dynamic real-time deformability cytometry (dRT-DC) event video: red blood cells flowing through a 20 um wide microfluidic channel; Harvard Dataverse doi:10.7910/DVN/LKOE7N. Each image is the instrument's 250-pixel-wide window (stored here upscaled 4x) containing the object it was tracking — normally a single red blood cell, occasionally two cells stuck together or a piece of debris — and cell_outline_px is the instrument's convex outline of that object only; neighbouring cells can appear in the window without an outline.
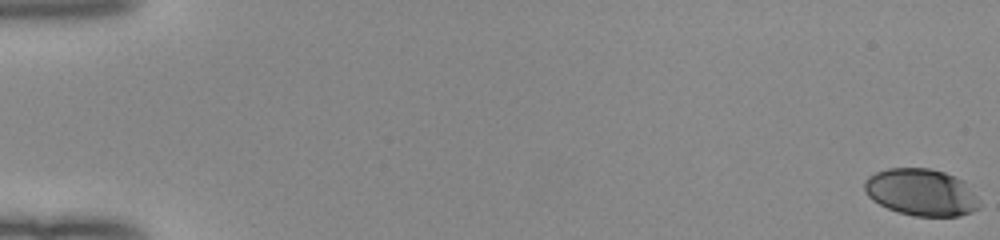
{"species": "human", "species_latin": "Homo sapiens", "temperature_condition": "room temperature", "stored_images_in_passage": 53, "camera_frame_rate_fps": 3000, "um_per_image_px": 0.085, "donor": {"sex": "female"}, "frame": {"image": 1, "passage_image": 1, "time_ms": 0.0, "image_size_px": [1000, 240], "cell_outline_px": [[980, 208], [972, 212], [960, 216], [912, 216], [888, 208], [872, 200], [864, 192], [864, 180], [868, 176], [876, 172], [888, 168], [928, 168], [944, 172], [964, 180], [976, 196], [980, 204]], "centroid_in_image_um": [78.3, 16.34], "position_along_channel_um": 6.7, "area_um2": 31.62}}
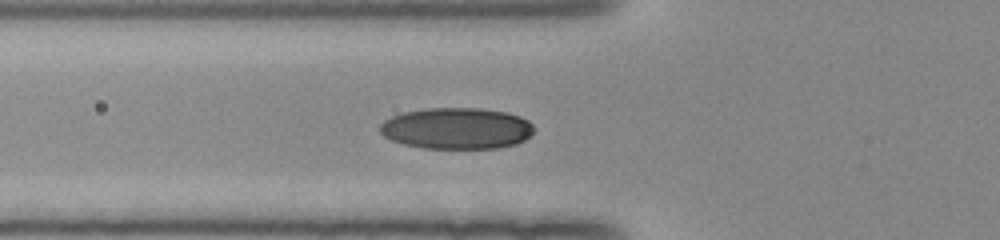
{"frame": {"image": 2, "passage_image": 21, "time_ms": 6.667, "image_size_px": [1000, 240], "cell_outline_px": [[536, 128], [524, 140], [516, 144], [496, 148], [424, 148], [404, 144], [392, 140], [384, 136], [380, 132], [380, 124], [384, 120], [392, 116], [404, 112], [428, 108], [480, 108], [508, 112], [520, 116], [528, 120]], "centroid_in_image_um": [38.83, 10.9], "position_along_channel_um": 87.0, "area_um2": 37.17}}
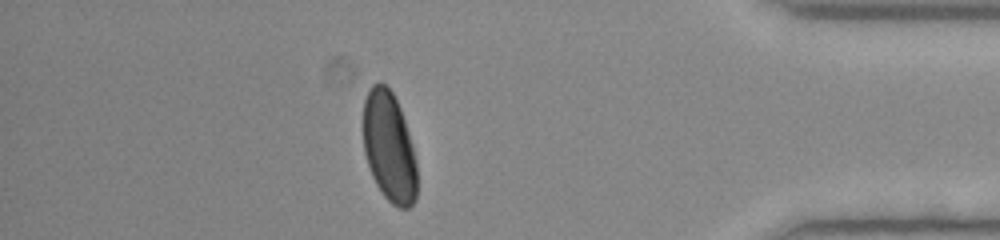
{"frame": {"image": 3, "passage_image": 47, "time_ms": 15.333, "image_size_px": [1000, 240], "cell_outline_px": [[416, 200], [408, 208], [400, 208], [392, 204], [384, 196], [376, 184], [372, 176], [364, 152], [364, 100], [368, 88], [372, 84], [380, 80], [392, 92], [400, 108], [408, 132], [416, 160]], "centroid_in_image_um": [33.07, 12.48], "position_along_channel_um": 402.1, "area_um2": 34.39}, "authors_computed_cell_mechanics": {"area_um2": 35.1424, "velocity_mm_per_s": 4.0255, "shape_relaxation_time_tau1_ms": 3.8861, "shape_relaxation_time_tau2_ms": 1.0747, "deformation_change_tau1": 0.1483, "deformation_change_tau2": 0.0333}}